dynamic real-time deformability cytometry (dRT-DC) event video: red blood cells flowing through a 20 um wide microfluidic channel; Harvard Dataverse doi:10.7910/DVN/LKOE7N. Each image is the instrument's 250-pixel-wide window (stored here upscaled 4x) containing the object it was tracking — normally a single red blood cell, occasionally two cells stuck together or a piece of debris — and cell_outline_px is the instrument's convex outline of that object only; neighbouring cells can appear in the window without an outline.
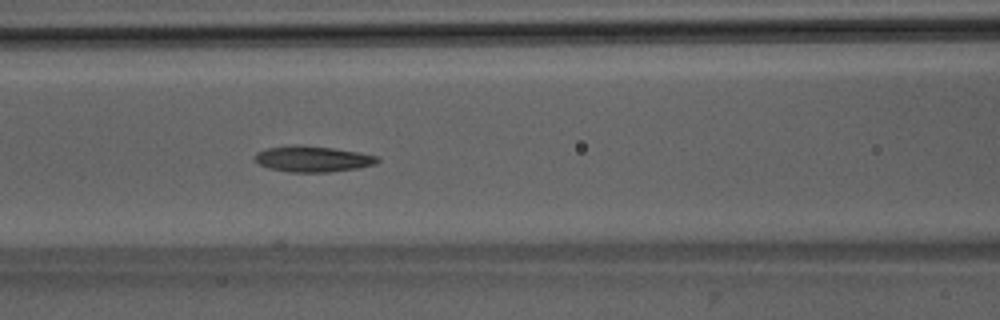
{"species": "Egyptian fruit bat (a non-hibernating species)", "species_latin": "Rousettus aegyptiacus", "temperature_condition": "room temperature", "stored_images_in_passage": 16, "camera_frame_rate_fps": 3000, "um_per_image_px": 0.085, "animal": {"sex": "male"}, "frame": {"image": 1, "passage_image": 11, "time_ms": 3.333, "image_size_px": [1000, 320], "cell_outline_px": [[380, 160], [376, 164], [356, 168], [328, 172], [288, 172], [268, 168], [260, 164], [256, 160], [256, 152], [268, 148], [332, 148], [360, 152], [380, 156]], "centroid_in_image_um": [26.68, 13.56], "position_along_channel_um": 139.9, "area_um2": 17.57}}